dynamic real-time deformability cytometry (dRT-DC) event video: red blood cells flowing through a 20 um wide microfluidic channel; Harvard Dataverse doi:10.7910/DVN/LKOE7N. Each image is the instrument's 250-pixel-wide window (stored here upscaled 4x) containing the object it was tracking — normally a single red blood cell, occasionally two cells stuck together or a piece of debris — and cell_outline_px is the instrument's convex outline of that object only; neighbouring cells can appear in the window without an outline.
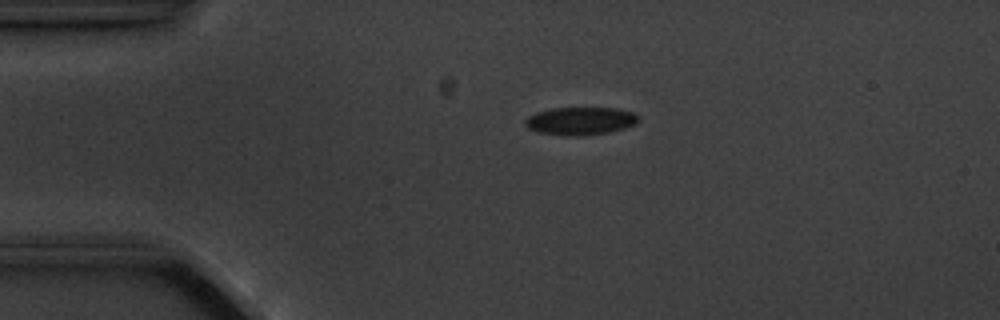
{"species": "common noctule bat (a hibernating species)", "species_latin": "Nyctalus noctula", "temperature_condition": "cold", "stored_images_in_passage": 3, "camera_frame_rate_fps": 3000, "um_per_image_px": 0.085, "animal": {"sex": "male", "body_mass_g": 20.1, "forearm_length_mm": 53.5}, "frame": {"image": 1, "passage_image": 2, "time_ms": 1.0, "image_size_px": [1000, 320], "cell_outline_px": [[640, 120], [636, 124], [624, 128], [608, 132], [580, 136], [572, 136], [536, 132], [528, 128], [524, 124], [524, 120], [528, 116], [536, 112], [552, 108], [616, 108], [632, 112]], "centroid_in_image_um": [49.3, 10.28], "position_along_channel_um": 35.7, "area_um2": 18.38}}